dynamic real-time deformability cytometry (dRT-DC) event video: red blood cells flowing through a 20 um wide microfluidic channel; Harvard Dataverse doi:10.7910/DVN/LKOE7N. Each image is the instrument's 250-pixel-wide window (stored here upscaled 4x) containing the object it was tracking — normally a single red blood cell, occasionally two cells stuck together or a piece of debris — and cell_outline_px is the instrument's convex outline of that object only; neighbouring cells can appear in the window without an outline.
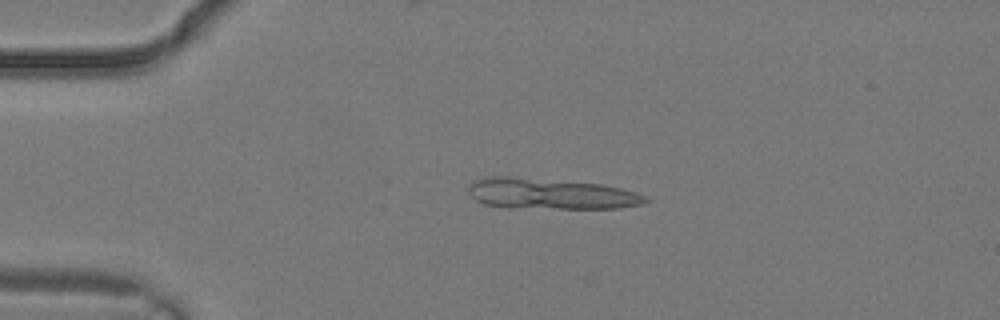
{"species": "common noctule bat (a hibernating species)", "species_latin": "Nyctalus noctula", "temperature_condition": "warm", "stored_images_in_passage": 2, "camera_frame_rate_fps": 3000, "um_per_image_px": 0.085, "animal": {"sex": "male", "body_mass_g": 19.2, "forearm_length_mm": 51.8}, "frame": {"image": 1, "passage_image": 2, "time_ms": 0.333, "image_size_px": [1000, 320], "cell_outline_px": [[648, 200], [644, 204], [620, 208], [508, 208], [484, 204], [476, 200], [468, 192], [468, 188], [472, 180], [480, 176], [512, 176], [604, 184], [636, 192], [644, 196]], "centroid_in_image_um": [46.74, 16.46], "position_along_channel_um": 38.3, "area_um2": 32.25}}